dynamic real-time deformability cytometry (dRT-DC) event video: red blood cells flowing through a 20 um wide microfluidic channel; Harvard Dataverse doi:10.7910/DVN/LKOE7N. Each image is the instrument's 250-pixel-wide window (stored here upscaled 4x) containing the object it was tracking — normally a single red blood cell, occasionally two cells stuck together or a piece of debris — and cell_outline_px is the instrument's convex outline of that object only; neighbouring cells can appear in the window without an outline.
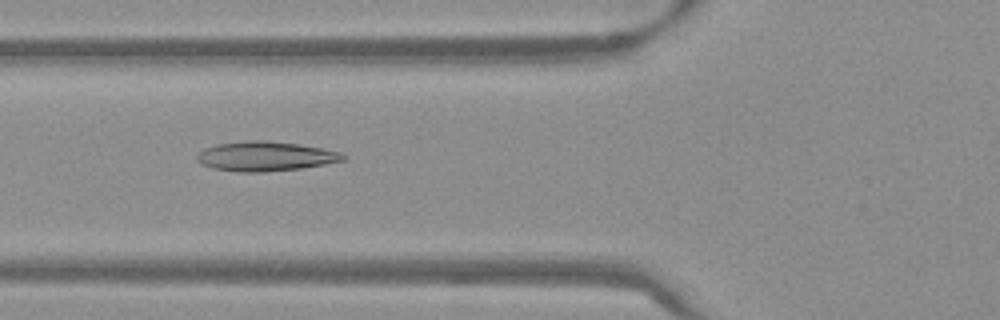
{"species": "Egyptian fruit bat (a non-hibernating species)", "species_latin": "Rousettus aegyptiacus", "temperature_condition": "warm", "stored_images_in_passage": 53, "camera_frame_rate_fps": 3000, "um_per_image_px": 0.085, "frame": {"image": 1, "passage_image": 20, "time_ms": 6.333, "image_size_px": [1000, 320], "cell_outline_px": [[348, 156], [344, 160], [324, 164], [300, 168], [264, 172], [236, 172], [212, 168], [200, 164], [196, 160], [196, 156], [204, 148], [216, 144], [244, 140], [260, 140], [296, 144], [320, 148], [340, 152]], "centroid_in_image_um": [22.5, 13.29], "position_along_channel_um": 103.3, "area_um2": 25.14}}
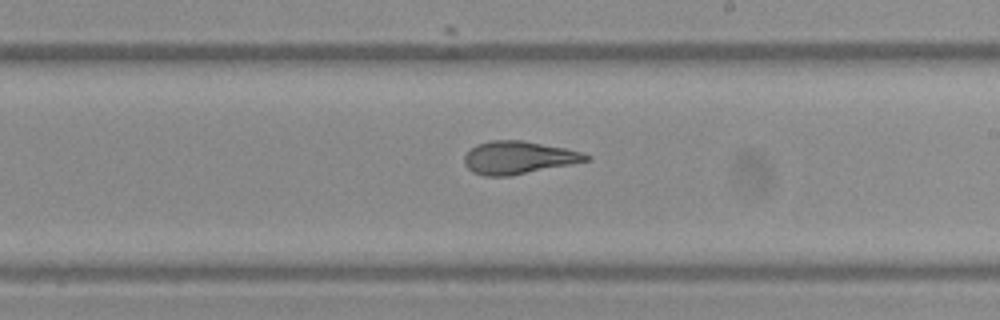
{"frame": {"image": 2, "passage_image": 31, "time_ms": 10.0, "image_size_px": [1000, 320], "cell_outline_px": [[592, 160], [512, 176], [484, 176], [472, 172], [464, 164], [464, 156], [476, 144], [492, 140], [524, 140], [584, 152], [592, 156]], "centroid_in_image_um": [44.1, 13.4], "position_along_channel_um": 244.9, "area_um2": 23.52}}
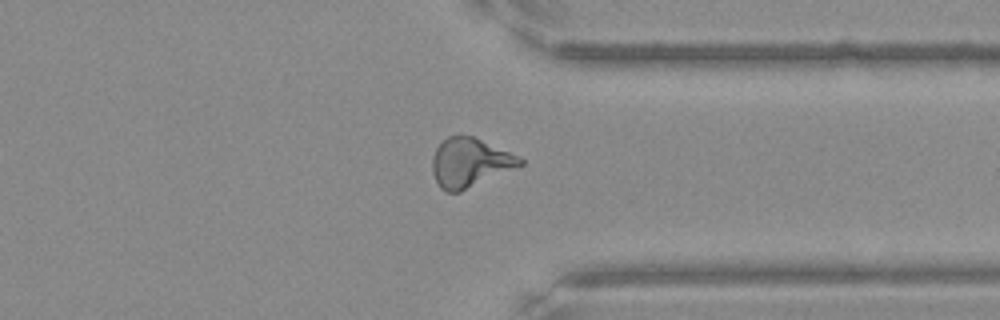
{"frame": {"image": 3, "passage_image": 41, "time_ms": 13.333, "image_size_px": [1000, 320], "cell_outline_px": [[524, 164], [460, 192], [448, 192], [440, 188], [432, 172], [432, 156], [436, 148], [448, 136], [472, 136], [520, 156], [524, 160]], "centroid_in_image_um": [39.93, 13.83], "position_along_channel_um": 371.5, "area_um2": 24.85}, "authors_computed_cell_mechanics": {"area_um2": 24.6806, "velocity_mm_per_s": 3.8484, "shape_relaxation_time_tau1_ms": 9.671, "shape_relaxation_time_tau2_ms": 1.4141, "deformation_change_tau1": 0.2736, "deformation_change_tau2": 0.0954}}